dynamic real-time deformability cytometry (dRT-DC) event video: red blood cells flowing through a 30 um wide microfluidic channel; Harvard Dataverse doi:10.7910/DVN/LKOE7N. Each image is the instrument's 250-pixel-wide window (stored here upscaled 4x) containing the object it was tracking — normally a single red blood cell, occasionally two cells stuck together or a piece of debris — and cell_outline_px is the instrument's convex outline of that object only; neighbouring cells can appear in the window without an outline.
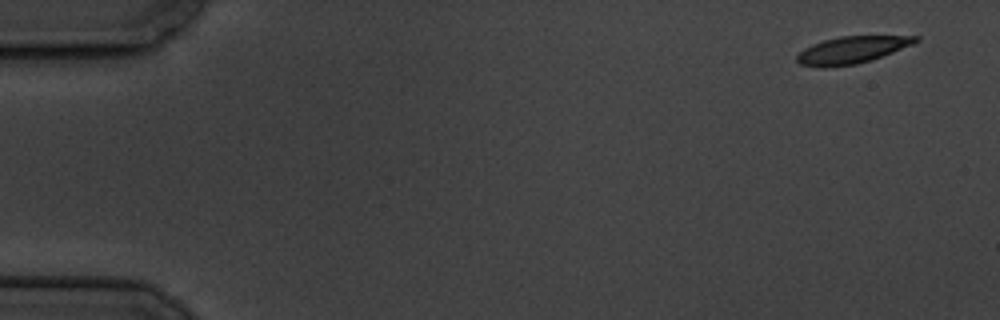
{"species": "common noctule bat (a hibernating species)", "species_latin": "Nyctalus noctula", "temperature_condition": "cold", "stored_images_in_passage": 10, "camera_frame_rate_fps": 3000, "um_per_image_px": 0.085, "animal": {"sex": "male", "body_mass_g": 19.5, "forearm_length_mm": 54.6}, "frame": {"image": 1, "passage_image": 1, "time_ms": 0.0, "image_size_px": [1000, 320], "cell_outline_px": [[920, 40], [912, 44], [872, 60], [856, 64], [824, 68], [820, 68], [800, 64], [796, 60], [796, 56], [804, 48], [812, 44], [824, 40], [840, 36], [920, 36]], "centroid_in_image_um": [72.37, 4.25], "position_along_channel_um": 12.6, "area_um2": 18.67}}
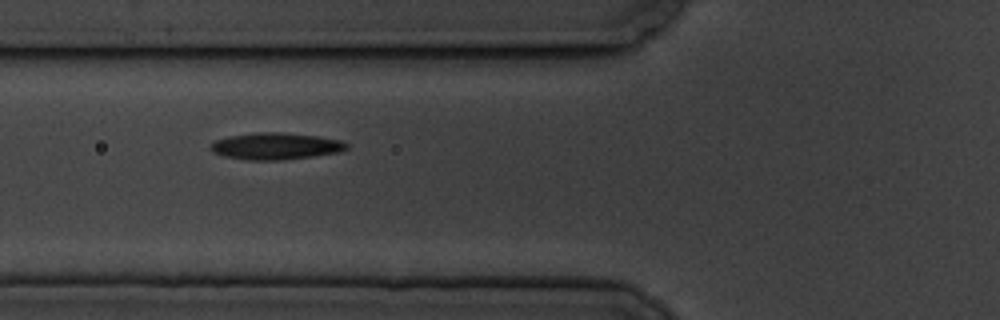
{"frame": {"image": 2, "passage_image": 6, "time_ms": 6.333, "image_size_px": [1000, 320], "cell_outline_px": [[348, 148], [340, 152], [312, 156], [280, 160], [248, 160], [224, 156], [212, 152], [208, 148], [216, 140], [228, 136], [256, 132], [280, 132], [320, 136], [340, 140], [348, 144]], "centroid_in_image_um": [23.43, 12.41], "position_along_channel_um": 102.4, "area_um2": 21.27}}
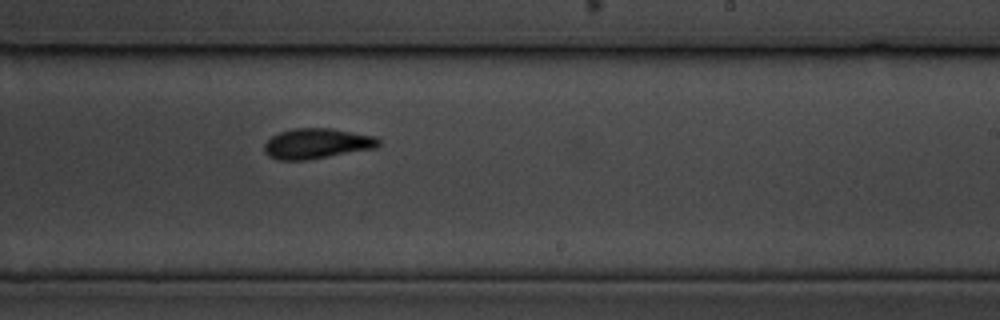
{"frame": {"image": 3, "passage_image": 10, "time_ms": 11.0, "image_size_px": [1000, 320], "cell_outline_px": [[380, 144], [376, 148], [308, 160], [276, 160], [268, 156], [264, 152], [264, 144], [272, 136], [280, 132], [292, 128], [332, 128], [376, 136], [380, 140]], "centroid_in_image_um": [26.93, 12.2], "position_along_channel_um": 262.1, "area_um2": 20.4}}